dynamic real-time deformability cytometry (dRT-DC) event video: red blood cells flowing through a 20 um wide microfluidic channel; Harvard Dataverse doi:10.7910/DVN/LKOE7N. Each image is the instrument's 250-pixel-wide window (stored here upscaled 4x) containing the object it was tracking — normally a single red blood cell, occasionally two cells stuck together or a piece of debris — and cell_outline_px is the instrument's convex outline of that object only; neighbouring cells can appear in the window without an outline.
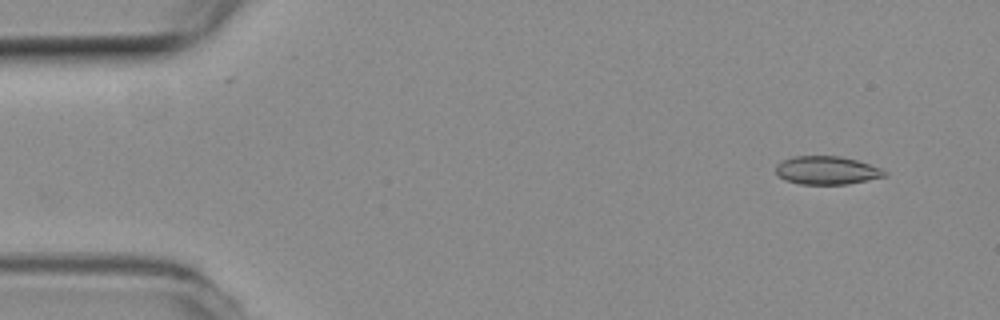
{"species": "common noctule bat (a hibernating species)", "species_latin": "Nyctalus noctula", "temperature_condition": "room temperature", "stored_images_in_passage": 43, "camera_frame_rate_fps": 3000, "um_per_image_px": 0.085, "animal": {"sex": "female", "body_mass_g": 19.3, "forearm_length_mm": 54.1}, "frame": {"image": 1, "passage_image": 4, "time_ms": 1.0, "image_size_px": [1000, 320], "cell_outline_px": [[888, 176], [848, 184], [800, 184], [784, 180], [776, 172], [776, 164], [792, 156], [840, 156], [856, 160], [880, 168], [888, 172]], "centroid_in_image_um": [70.29, 14.48], "position_along_channel_um": 14.7, "area_um2": 17.92}}
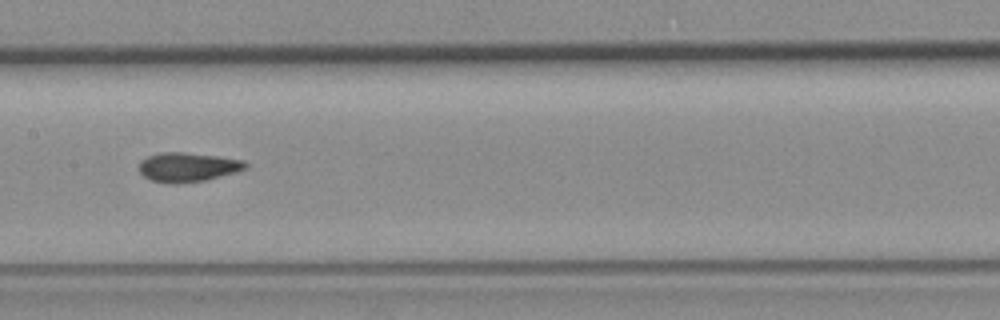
{"frame": {"image": 2, "passage_image": 26, "time_ms": 8.333, "image_size_px": [1000, 320], "cell_outline_px": [[248, 168], [236, 172], [208, 180], [176, 184], [172, 184], [152, 180], [144, 176], [136, 168], [140, 160], [148, 156], [160, 152], [184, 152], [216, 156], [244, 160], [248, 164]], "centroid_in_image_um": [15.94, 14.21], "position_along_channel_um": 191.5, "area_um2": 18.44}}
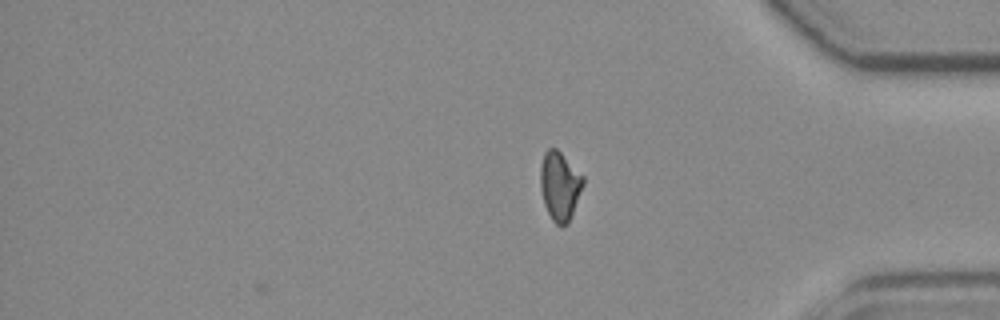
{"frame": {"image": 3, "passage_image": 43, "time_ms": 14.0, "image_size_px": [1000, 320], "cell_outline_px": [[584, 184], [568, 224], [556, 224], [552, 220], [544, 204], [540, 188], [540, 164], [544, 152], [548, 148], [556, 148], [584, 176]], "centroid_in_image_um": [47.57, 15.77], "position_along_channel_um": 387.6, "area_um2": 17.11}, "authors_computed_cell_mechanics": {"area_um2": 17.9758, "velocity_mm_per_s": 3.8286, "shape_relaxation_time_tau1_ms": 9.9497, "shape_relaxation_time_tau2_ms": 1.921, "deformation_change_tau1": 0.218, "deformation_change_tau2": 0.0786}}